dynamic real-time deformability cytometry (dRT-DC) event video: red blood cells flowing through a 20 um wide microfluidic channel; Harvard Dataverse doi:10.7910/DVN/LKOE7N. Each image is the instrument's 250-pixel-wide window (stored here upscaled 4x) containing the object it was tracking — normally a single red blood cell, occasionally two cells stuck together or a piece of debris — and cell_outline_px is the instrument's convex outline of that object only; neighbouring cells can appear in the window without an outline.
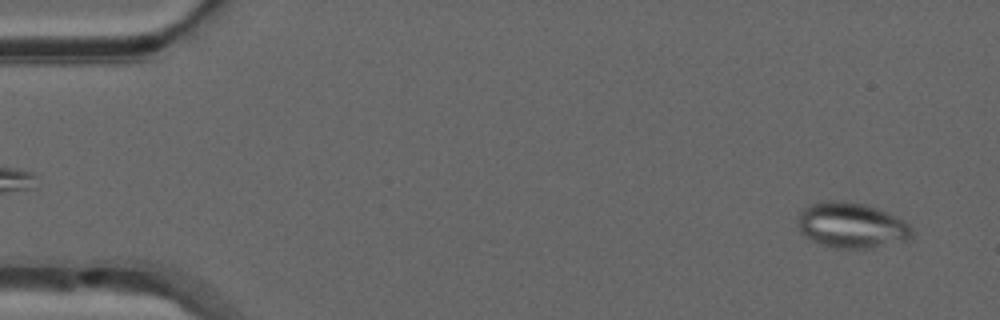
{"species": "common noctule bat (a hibernating species)", "species_latin": "Nyctalus noctula", "temperature_condition": "warm", "stored_images_in_passage": 38, "camera_frame_rate_fps": 3000, "um_per_image_px": 0.085, "animal": {"sex": "male", "forearm_length_mm": 52.5}, "frame": {"image": 1, "passage_image": 2, "time_ms": 0.333, "image_size_px": [1000, 320], "cell_outline_px": [[912, 236], [908, 240], [872, 248], [836, 248], [812, 240], [804, 236], [800, 232], [796, 224], [800, 212], [804, 208], [812, 204], [824, 200], [844, 200], [864, 204], [876, 208], [896, 216], [904, 220], [912, 228]], "centroid_in_image_um": [72.37, 19.14], "position_along_channel_um": 12.6, "area_um2": 30.35}}
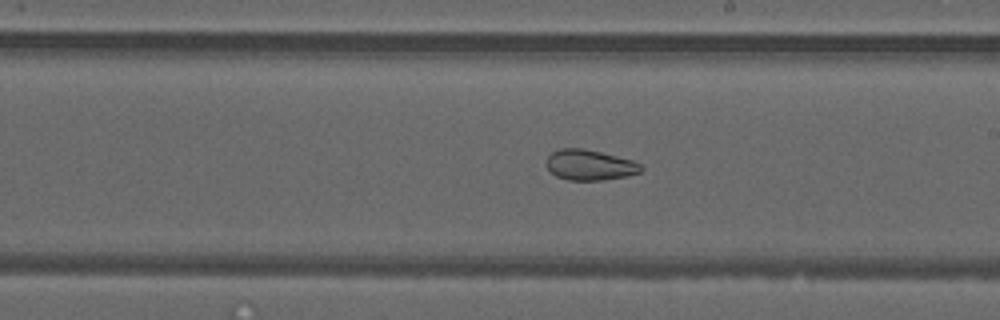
{"frame": {"image": 2, "passage_image": 28, "time_ms": 9.0, "image_size_px": [1000, 320], "cell_outline_px": [[644, 168], [640, 172], [624, 176], [604, 180], [568, 180], [556, 176], [548, 168], [548, 156], [552, 152], [560, 148], [580, 148], [600, 152], [632, 160], [640, 164]], "centroid_in_image_um": [50.13, 14.02], "position_along_channel_um": 238.9, "area_um2": 16.53}}
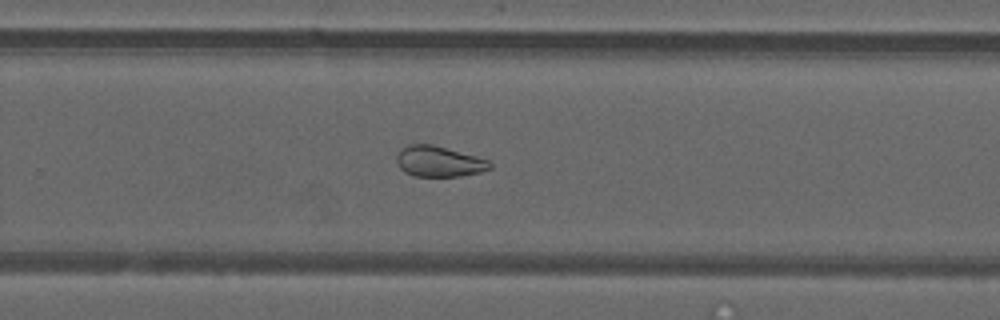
{"frame": {"image": 3, "passage_image": 32, "time_ms": 10.333, "image_size_px": [1000, 320], "cell_outline_px": [[492, 168], [480, 172], [460, 176], [416, 176], [404, 172], [400, 168], [396, 160], [396, 156], [408, 144], [432, 144], [476, 156], [488, 160], [492, 164]], "centroid_in_image_um": [37.32, 13.73], "position_along_channel_um": 292.5, "area_um2": 16.53}, "authors_computed_cell_mechanics": {"area_um2": 21.3571, "velocity_mm_per_s": 4.0327, "shape_relaxation_time_tau1_ms": null, "shape_relaxation_time_tau2_ms": 2.9984, "deformation_change_tau1": null, "deformation_change_tau2": 0.0979}}